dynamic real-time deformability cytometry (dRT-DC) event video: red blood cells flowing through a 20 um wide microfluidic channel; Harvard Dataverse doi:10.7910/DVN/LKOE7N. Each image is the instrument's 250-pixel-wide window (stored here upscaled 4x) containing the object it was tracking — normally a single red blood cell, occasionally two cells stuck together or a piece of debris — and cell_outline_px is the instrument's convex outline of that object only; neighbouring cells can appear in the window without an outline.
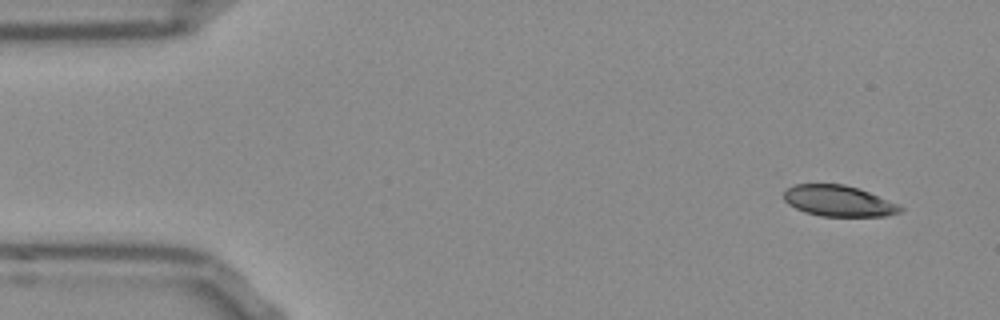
{"species": "Egyptian fruit bat (a non-hibernating species)", "species_latin": "Rousettus aegyptiacus", "temperature_condition": "room temperature", "stored_images_in_passage": 50, "camera_frame_rate_fps": 3000, "um_per_image_px": 0.085, "frame": {"image": 1, "passage_image": 1, "time_ms": 0.0, "image_size_px": [1000, 320], "cell_outline_px": [[904, 208], [900, 212], [888, 216], [820, 216], [804, 212], [788, 204], [784, 200], [784, 192], [788, 188], [796, 184], [844, 184], [868, 192], [900, 204]], "centroid_in_image_um": [71.29, 17.09], "position_along_channel_um": 13.7, "area_um2": 20.98}}
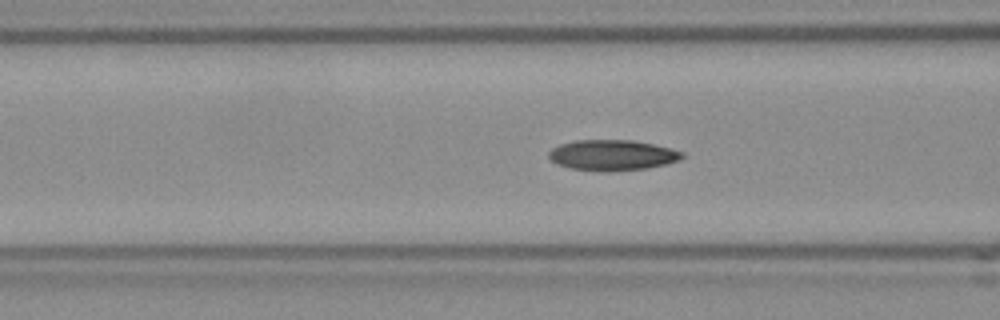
{"frame": {"image": 2, "passage_image": 17, "time_ms": 5.333, "image_size_px": [1000, 320], "cell_outline_px": [[684, 156], [680, 160], [668, 164], [648, 168], [612, 172], [604, 172], [572, 168], [556, 164], [548, 156], [548, 152], [552, 148], [560, 144], [576, 140], [632, 140], [672, 148], [684, 152]], "centroid_in_image_um": [52.08, 13.19], "position_along_channel_um": 114.5, "area_um2": 24.04}}
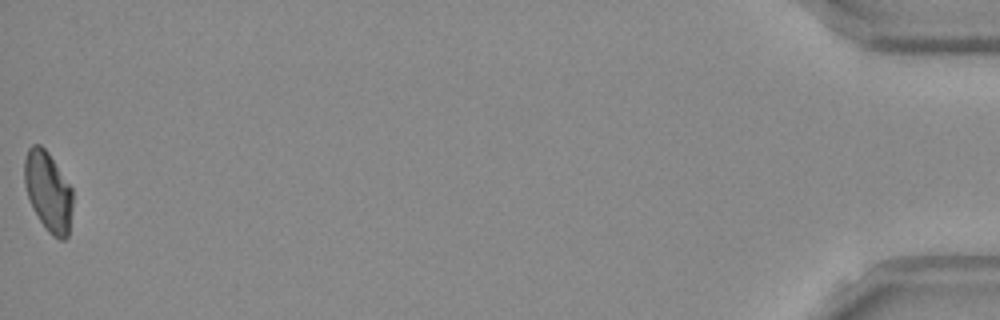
{"frame": {"image": 3, "passage_image": 50, "time_ms": 16.333, "image_size_px": [1000, 320], "cell_outline_px": [[72, 208], [68, 236], [64, 240], [60, 240], [52, 236], [48, 232], [32, 208], [24, 184], [24, 160], [28, 148], [32, 144], [40, 144], [48, 152], [72, 188]], "centroid_in_image_um": [4.09, 16.28], "position_along_channel_um": 431.1, "area_um2": 22.48}, "authors_computed_cell_mechanics": {"area_um2": 22.8599, "velocity_mm_per_s": 3.8222, "shape_relaxation_time_tau1_ms": 7.0256, "shape_relaxation_time_tau2_ms": 4.2981, "deformation_change_tau1": 0.1687, "deformation_change_tau2": 0.0919}}